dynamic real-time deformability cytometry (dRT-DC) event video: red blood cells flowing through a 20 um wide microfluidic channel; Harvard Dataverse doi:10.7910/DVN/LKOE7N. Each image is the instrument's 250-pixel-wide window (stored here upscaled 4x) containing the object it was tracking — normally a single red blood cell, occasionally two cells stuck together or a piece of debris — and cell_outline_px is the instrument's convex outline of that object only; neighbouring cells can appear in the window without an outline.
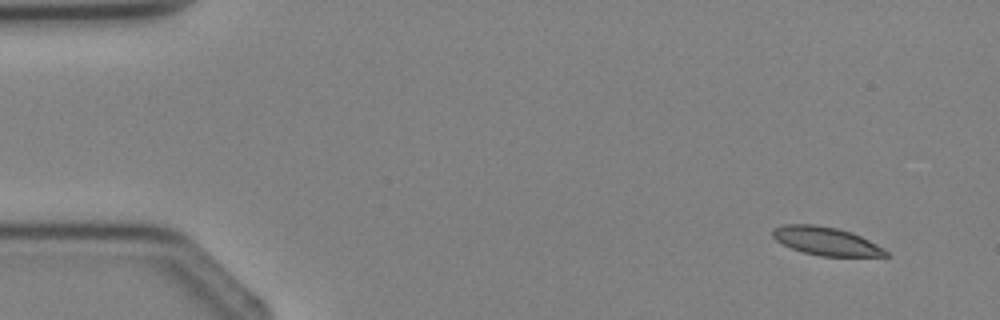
{"species": "Egyptian fruit bat (a non-hibernating species)", "species_latin": "Rousettus aegyptiacus", "temperature_condition": "cold", "stored_images_in_passage": 3, "camera_frame_rate_fps": 3000, "um_per_image_px": 0.085, "animal": {"sex": "female"}, "frame": {"image": 1, "passage_image": 1, "time_ms": 0.0, "image_size_px": [1000, 320], "cell_outline_px": [[888, 256], [820, 256], [804, 252], [792, 248], [776, 240], [772, 236], [772, 228], [784, 224], [816, 224], [836, 228], [852, 232], [884, 248], [888, 252]], "centroid_in_image_um": [70.2, 20.48], "position_along_channel_um": 14.8, "area_um2": 18.55}}
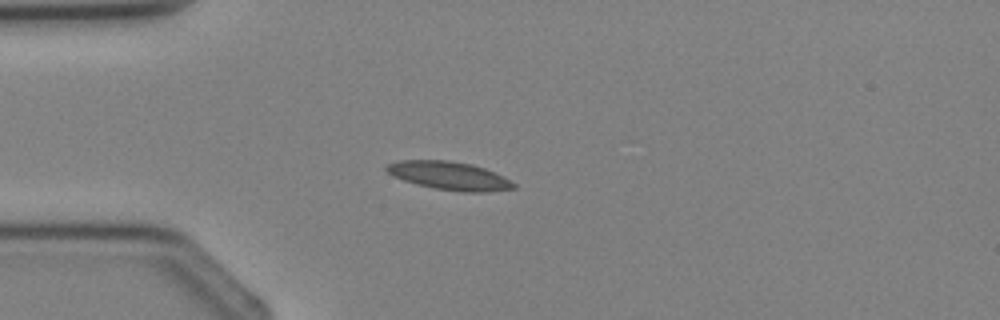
{"frame": {"image": 2, "passage_image": 3, "time_ms": 2.333, "image_size_px": [1000, 320], "cell_outline_px": [[516, 188], [484, 192], [464, 192], [436, 188], [404, 180], [392, 176], [384, 168], [388, 164], [400, 160], [448, 160], [472, 164], [484, 168], [504, 176], [516, 184]], "centroid_in_image_um": [38.21, 14.93], "position_along_channel_um": 46.8, "area_um2": 20.75}}